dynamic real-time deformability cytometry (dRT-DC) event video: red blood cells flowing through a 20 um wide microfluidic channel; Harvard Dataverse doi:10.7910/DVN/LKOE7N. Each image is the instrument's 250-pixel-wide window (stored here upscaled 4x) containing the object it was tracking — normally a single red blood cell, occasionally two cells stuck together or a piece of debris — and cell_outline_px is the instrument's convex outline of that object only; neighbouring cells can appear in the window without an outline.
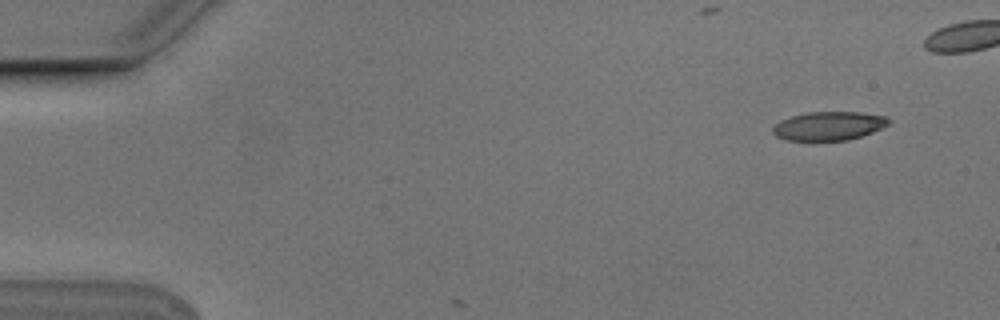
{"species": "Egyptian fruit bat (a non-hibernating species)", "species_latin": "Rousettus aegyptiacus", "temperature_condition": "cold", "stored_images_in_passage": 5, "camera_frame_rate_fps": 3000, "um_per_image_px": 0.085, "animal": {"sex": "male"}, "frame": {"image": 1, "passage_image": 1, "time_ms": 0.0, "image_size_px": [1000, 320], "cell_outline_px": [[892, 120], [888, 124], [872, 132], [848, 140], [784, 140], [776, 136], [772, 132], [772, 128], [780, 120], [792, 116], [808, 112], [860, 112], [888, 116]], "centroid_in_image_um": [70.45, 10.69], "position_along_channel_um": 14.5, "area_um2": 19.36}}